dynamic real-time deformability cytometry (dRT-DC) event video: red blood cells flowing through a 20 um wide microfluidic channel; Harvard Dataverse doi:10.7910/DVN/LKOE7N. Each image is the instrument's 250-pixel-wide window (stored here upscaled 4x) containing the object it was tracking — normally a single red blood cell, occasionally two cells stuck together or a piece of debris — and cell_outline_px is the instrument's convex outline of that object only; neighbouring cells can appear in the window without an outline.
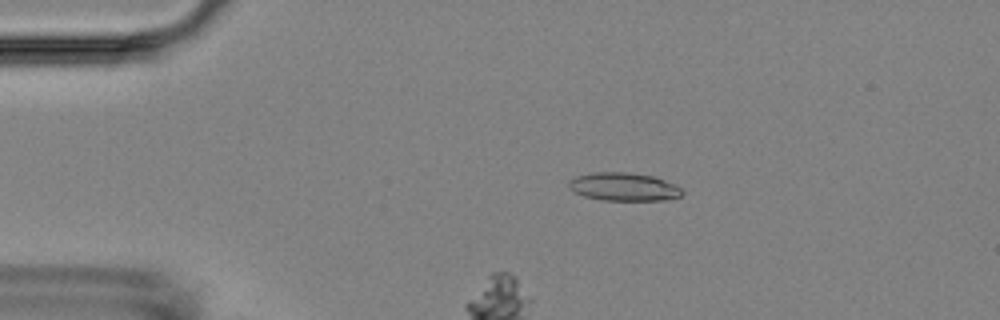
{"species": "Egyptian fruit bat (a non-hibernating species)", "species_latin": "Rousettus aegyptiacus", "temperature_condition": "room temperature", "stored_images_in_passage": 7, "camera_frame_rate_fps": 3000, "um_per_image_px": 0.085, "animal": {"sex": "female"}, "frame": {"image": 1, "passage_image": 1, "time_ms": 0.0, "image_size_px": [1000, 320], "cell_outline_px": [[684, 192], [680, 196], [664, 200], [604, 200], [584, 196], [568, 188], [568, 180], [576, 176], [592, 172], [628, 172], [652, 176], [664, 180], [680, 188]], "centroid_in_image_um": [52.97, 15.87], "position_along_channel_um": 32.0, "area_um2": 18.5}}
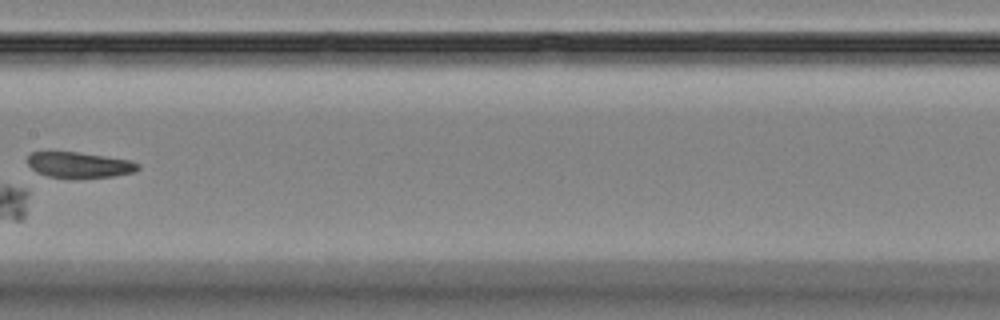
{"frame": {"image": 2, "passage_image": 6, "time_ms": 6.0, "image_size_px": [1000, 320], "cell_outline_px": [[140, 168], [136, 172], [112, 176], [76, 180], [72, 180], [48, 176], [36, 172], [28, 164], [28, 156], [32, 152], [76, 152], [104, 156], [128, 160], [140, 164]], "centroid_in_image_um": [6.75, 14.05], "position_along_channel_um": 200.7, "area_um2": 16.88}}